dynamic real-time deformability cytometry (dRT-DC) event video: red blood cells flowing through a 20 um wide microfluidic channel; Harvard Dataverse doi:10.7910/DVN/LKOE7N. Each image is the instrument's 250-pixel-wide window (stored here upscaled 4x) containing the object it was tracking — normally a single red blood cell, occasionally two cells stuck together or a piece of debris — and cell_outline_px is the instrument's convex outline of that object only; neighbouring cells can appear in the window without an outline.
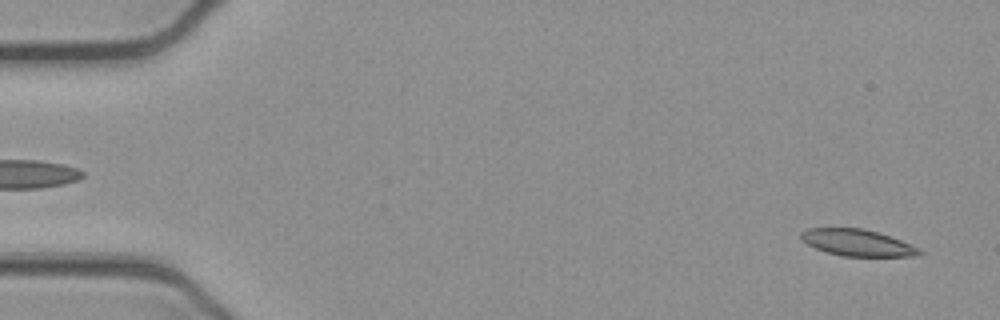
{"species": "common noctule bat (a hibernating species)", "species_latin": "Nyctalus noctula", "temperature_condition": "cold", "stored_images_in_passage": 51, "camera_frame_rate_fps": 3000, "um_per_image_px": 0.085, "animal": {"sex": "female", "body_mass_g": 21.9}, "frame": {"image": 1, "passage_image": 2, "time_ms": 0.333, "image_size_px": [1000, 320], "cell_outline_px": [[924, 252], [912, 256], [844, 256], [828, 252], [816, 248], [800, 240], [800, 232], [808, 228], [864, 228], [900, 240], [920, 248]], "centroid_in_image_um": [72.84, 20.62], "position_along_channel_um": 12.2, "area_um2": 18.15}}
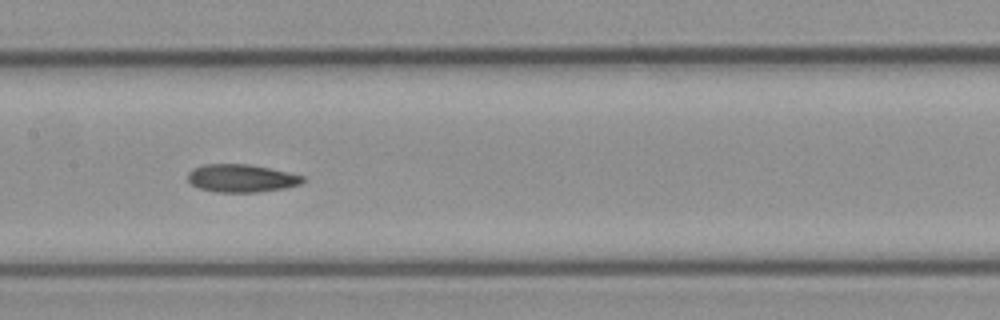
{"frame": {"image": 2, "passage_image": 25, "time_ms": 8.0, "image_size_px": [1000, 320], "cell_outline_px": [[308, 180], [300, 184], [284, 188], [256, 192], [216, 192], [200, 188], [192, 184], [188, 180], [188, 172], [192, 168], [204, 164], [248, 164], [288, 172], [304, 176]], "centroid_in_image_um": [20.53, 15.14], "position_along_channel_um": 186.9, "area_um2": 18.67}}
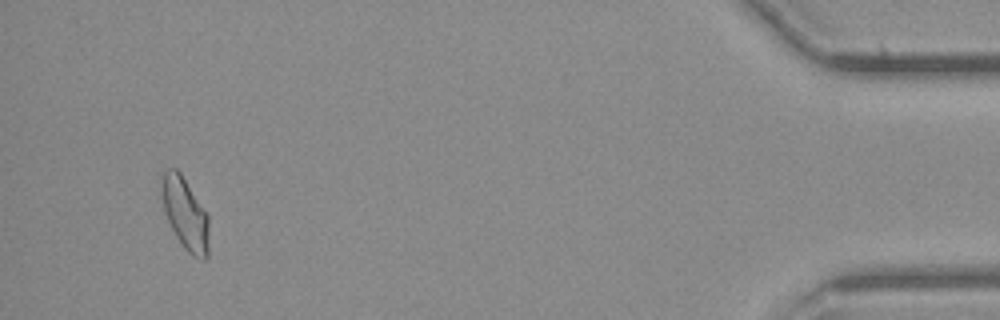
{"frame": {"image": 3, "passage_image": 49, "time_ms": 16.0, "image_size_px": [1000, 320], "cell_outline_px": [[208, 256], [204, 260], [192, 256], [184, 248], [176, 236], [168, 220], [160, 196], [160, 176], [168, 168], [176, 168], [180, 172], [208, 212]], "centroid_in_image_um": [15.73, 18.12], "position_along_channel_um": 419.5, "area_um2": 20.17}, "authors_computed_cell_mechanics": {"area_um2": 18.9584, "velocity_mm_per_s": 3.9045, "shape_relaxation_time_tau1_ms": null, "shape_relaxation_time_tau2_ms": 5.4265, "deformation_change_tau1": null, "deformation_change_tau2": 0.122}}